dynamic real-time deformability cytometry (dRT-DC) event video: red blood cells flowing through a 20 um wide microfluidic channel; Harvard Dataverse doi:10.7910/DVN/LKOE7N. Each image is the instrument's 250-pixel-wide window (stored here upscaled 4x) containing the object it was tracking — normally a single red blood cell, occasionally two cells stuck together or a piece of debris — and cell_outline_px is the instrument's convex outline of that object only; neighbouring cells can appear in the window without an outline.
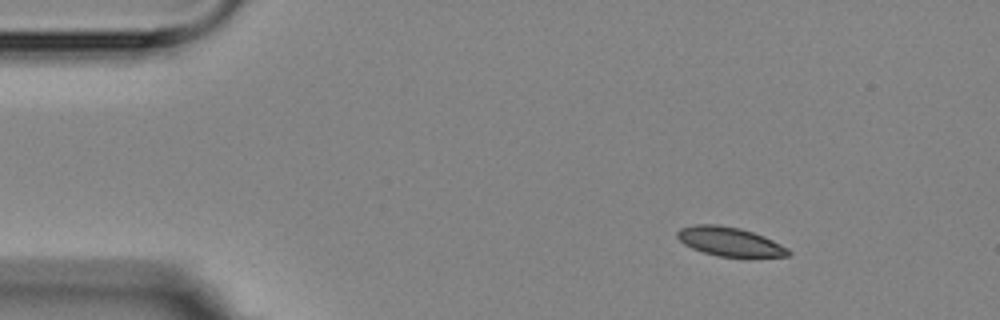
{"species": "Egyptian fruit bat (a non-hibernating species)", "species_latin": "Rousettus aegyptiacus", "temperature_condition": "room temperature", "stored_images_in_passage": 5, "camera_frame_rate_fps": 3000, "um_per_image_px": 0.085, "animal": {"sex": "female"}, "frame": {"image": 1, "passage_image": 1, "time_ms": 0.0, "image_size_px": [1000, 320], "cell_outline_px": [[792, 252], [788, 256], [748, 260], [716, 256], [692, 248], [684, 244], [676, 236], [676, 232], [680, 228], [692, 224], [716, 224], [740, 228], [764, 236], [788, 248]], "centroid_in_image_um": [62.08, 20.59], "position_along_channel_um": 22.9, "area_um2": 19.65}}
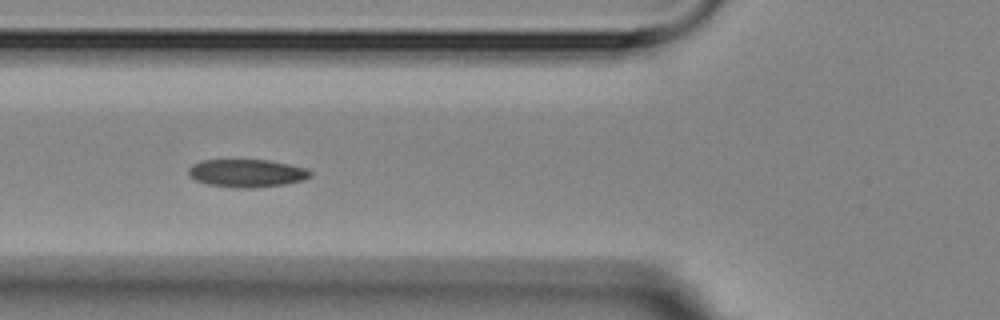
{"frame": {"image": 2, "passage_image": 4, "time_ms": 4.333, "image_size_px": [1000, 320], "cell_outline_px": [[312, 176], [304, 180], [284, 184], [252, 188], [236, 188], [208, 184], [196, 180], [188, 176], [188, 168], [192, 164], [204, 160], [268, 160], [308, 168], [312, 172]], "centroid_in_image_um": [20.99, 14.72], "position_along_channel_um": 104.8, "area_um2": 19.88}}
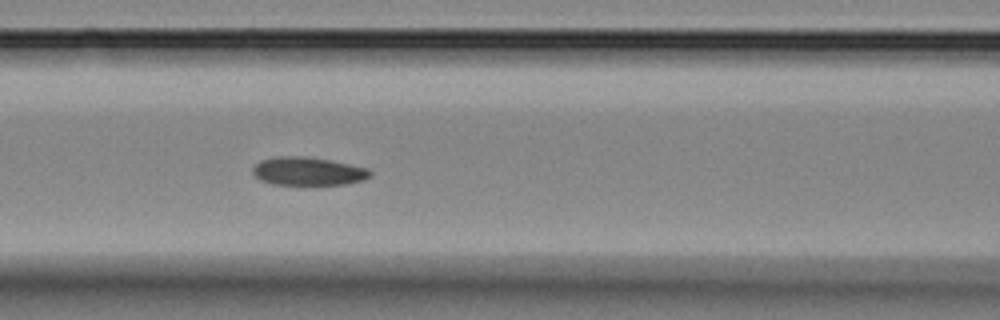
{"frame": {"image": 3, "passage_image": 5, "time_ms": 5.333, "image_size_px": [1000, 320], "cell_outline_px": [[372, 176], [364, 180], [344, 184], [316, 188], [272, 184], [260, 180], [252, 172], [252, 168], [260, 160], [280, 156], [304, 156], [328, 160], [368, 168], [372, 172]], "centroid_in_image_um": [26.19, 14.62], "position_along_channel_um": 140.4, "area_um2": 20.23}}